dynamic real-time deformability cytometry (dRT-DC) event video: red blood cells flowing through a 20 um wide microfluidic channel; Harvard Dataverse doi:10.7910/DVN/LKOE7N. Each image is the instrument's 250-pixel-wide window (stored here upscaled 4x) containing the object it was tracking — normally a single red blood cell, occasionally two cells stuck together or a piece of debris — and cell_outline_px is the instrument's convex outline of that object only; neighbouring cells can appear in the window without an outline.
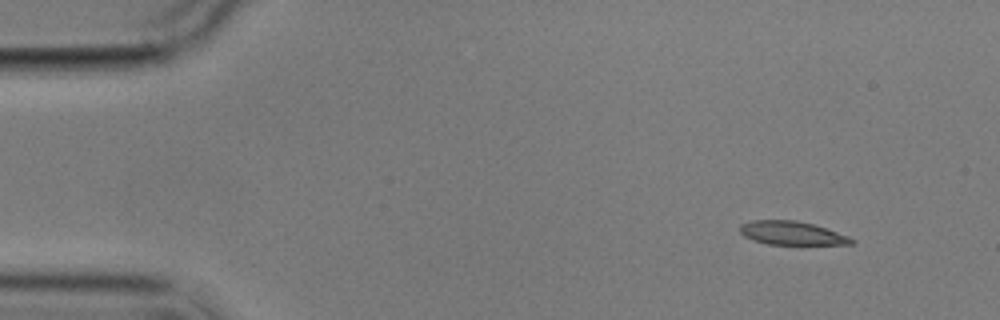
{"species": "common noctule bat (a hibernating species)", "species_latin": "Nyctalus noctula", "temperature_condition": "cold", "stored_images_in_passage": 2, "camera_frame_rate_fps": 3000, "um_per_image_px": 0.085, "animal": {"sex": "male", "body_mass_g": 17.9}, "frame": {"image": 1, "passage_image": 2, "time_ms": 1.333, "image_size_px": [1000, 320], "cell_outline_px": [[856, 240], [852, 244], [768, 244], [752, 240], [744, 236], [740, 232], [740, 224], [752, 220], [796, 220], [812, 224], [848, 236]], "centroid_in_image_um": [67.26, 19.81], "position_along_channel_um": 17.7, "area_um2": 15.14}}